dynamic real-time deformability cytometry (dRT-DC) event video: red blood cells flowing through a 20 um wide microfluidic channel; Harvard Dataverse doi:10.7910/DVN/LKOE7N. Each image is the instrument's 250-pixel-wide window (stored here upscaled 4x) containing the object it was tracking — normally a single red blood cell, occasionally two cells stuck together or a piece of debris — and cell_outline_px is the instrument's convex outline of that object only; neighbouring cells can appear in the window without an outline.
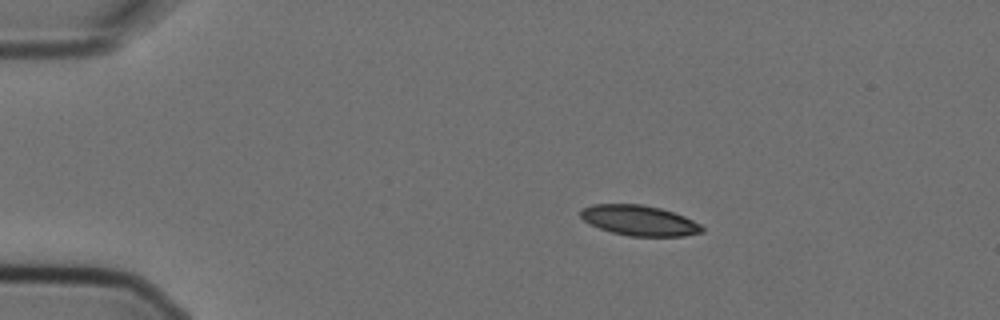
{"species": "Egyptian fruit bat (a non-hibernating species)", "species_latin": "Rousettus aegyptiacus", "temperature_condition": "cold", "stored_images_in_passage": 2, "camera_frame_rate_fps": 3000, "um_per_image_px": 0.085, "animal": {"sex": "female"}, "frame": {"image": 1, "passage_image": 1, "time_ms": 0.0, "image_size_px": [1000, 320], "cell_outline_px": [[704, 232], [684, 236], [628, 236], [612, 232], [600, 228], [584, 220], [580, 216], [580, 208], [592, 204], [640, 204], [660, 208], [684, 216], [700, 224], [704, 228]], "centroid_in_image_um": [54.34, 18.74], "position_along_channel_um": 30.7, "area_um2": 21.39}}